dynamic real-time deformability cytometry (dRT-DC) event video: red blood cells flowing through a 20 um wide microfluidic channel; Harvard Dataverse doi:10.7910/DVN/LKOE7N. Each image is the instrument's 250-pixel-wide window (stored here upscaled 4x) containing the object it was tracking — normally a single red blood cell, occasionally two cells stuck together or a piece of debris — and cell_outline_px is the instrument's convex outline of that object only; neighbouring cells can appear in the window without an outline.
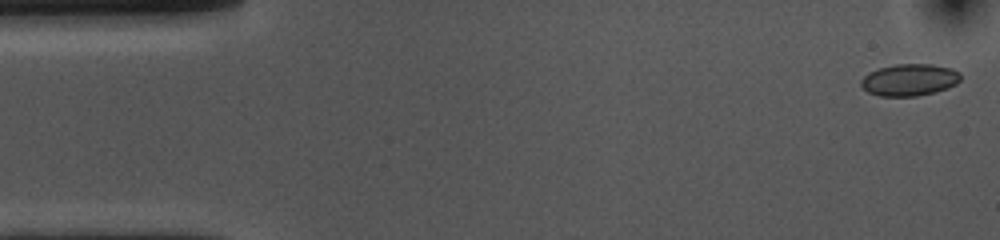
{"species": "common noctule bat (a hibernating species)", "species_latin": "Nyctalus noctula", "temperature_condition": "cold", "stored_images_in_passage": 53, "camera_frame_rate_fps": 3000, "um_per_image_px": 0.085, "animal": {"sex": "female", "body_mass_g": 10.0, "forearm_length_mm": 53.1}, "frame": {"image": 1, "passage_image": 1, "time_ms": 0.0, "image_size_px": [1000, 240], "cell_outline_px": [[960, 80], [956, 84], [948, 88], [936, 92], [916, 96], [880, 96], [868, 92], [860, 84], [860, 80], [868, 72], [880, 68], [896, 64], [932, 64], [952, 68], [960, 72]], "centroid_in_image_um": [77.32, 6.79], "position_along_channel_um": 7.7, "area_um2": 18.61}}
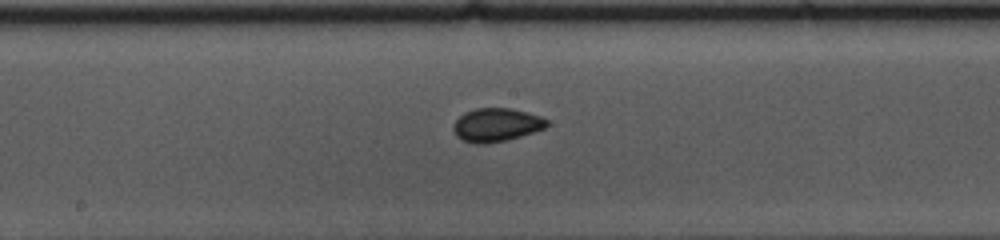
{"frame": {"image": 2, "passage_image": 26, "time_ms": 8.333, "image_size_px": [1000, 240], "cell_outline_px": [[548, 124], [544, 128], [520, 136], [504, 140], [484, 144], [476, 144], [464, 140], [456, 136], [452, 128], [452, 124], [464, 112], [476, 108], [512, 108], [528, 112], [540, 116], [548, 120]], "centroid_in_image_um": [42.16, 10.6], "position_along_channel_um": 206.0, "area_um2": 18.15}}
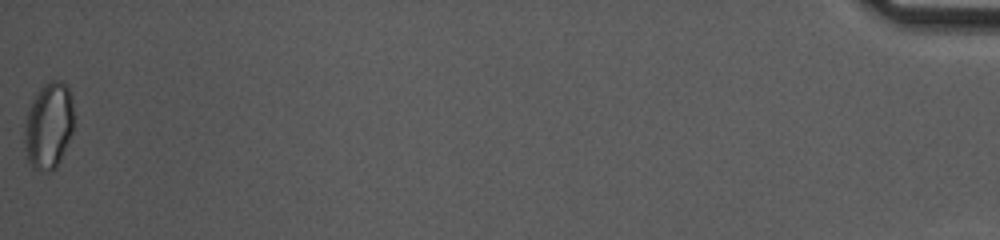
{"frame": {"image": 3, "passage_image": 53, "time_ms": 17.333, "image_size_px": [1000, 240], "cell_outline_px": [[72, 132], [60, 160], [56, 168], [48, 172], [32, 168], [28, 160], [24, 140], [24, 128], [28, 112], [32, 100], [40, 88], [48, 80], [60, 80], [68, 84], [72, 96]], "centroid_in_image_um": [4.14, 10.66], "position_along_channel_um": 431.1, "area_um2": 24.85}, "authors_computed_cell_mechanics": {"area_um2": 17.4556, "velocity_mm_per_s": 3.6813, "shape_relaxation_time_tau1_ms": 3.1694, "shape_relaxation_time_tau2_ms": 1.7708, "deformation_change_tau1": 0.0674, "deformation_change_tau2": 0.0437}}